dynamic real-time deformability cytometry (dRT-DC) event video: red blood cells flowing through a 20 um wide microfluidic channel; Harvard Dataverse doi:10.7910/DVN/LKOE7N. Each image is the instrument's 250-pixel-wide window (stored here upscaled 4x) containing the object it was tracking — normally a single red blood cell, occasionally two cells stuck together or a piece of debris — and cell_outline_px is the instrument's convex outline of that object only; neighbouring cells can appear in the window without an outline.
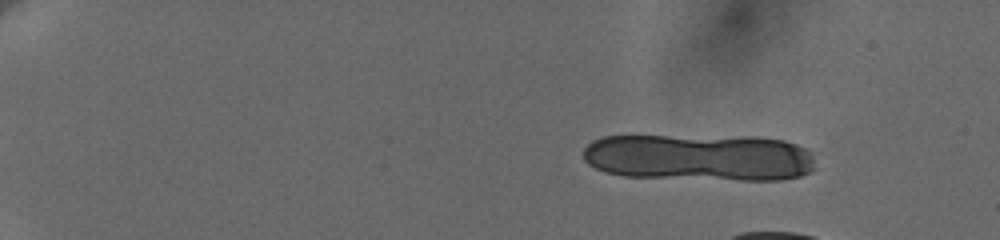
{"species": "human", "species_latin": "Homo sapiens", "temperature_condition": "cold", "stored_images_in_passage": 11, "camera_frame_rate_fps": 3000, "um_per_image_px": 0.085, "donor": {"sex": "female"}, "frame": {"image": 1, "passage_image": 4, "time_ms": 1.667, "image_size_px": [1000, 240], "cell_outline_px": [[812, 172], [800, 176], [780, 180], [740, 180], [624, 176], [604, 172], [588, 164], [584, 160], [584, 148], [592, 140], [604, 136], [756, 136], [784, 140], [796, 144], [804, 148], [808, 152], [812, 160]], "centroid_in_image_um": [59.43, 13.37], "position_along_channel_um": 25.6, "area_um2": 64.1}}